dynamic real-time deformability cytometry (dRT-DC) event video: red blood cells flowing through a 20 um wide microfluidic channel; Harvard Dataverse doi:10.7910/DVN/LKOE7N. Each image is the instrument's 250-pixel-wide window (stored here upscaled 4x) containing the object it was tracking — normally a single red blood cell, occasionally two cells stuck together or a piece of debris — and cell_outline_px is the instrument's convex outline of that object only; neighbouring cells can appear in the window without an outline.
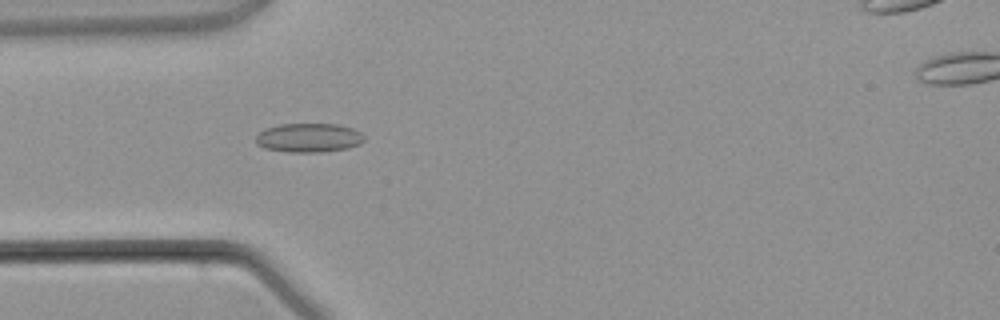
{"species": "common noctule bat (a hibernating species)", "species_latin": "Nyctalus noctula", "temperature_condition": "warm", "stored_images_in_passage": 4, "camera_frame_rate_fps": 3000, "um_per_image_px": 0.085, "animal": {"sex": "male", "body_mass_g": 21.5, "forearm_length_mm": 52.0}, "frame": {"image": 1, "passage_image": 3, "time_ms": 2.667, "image_size_px": [1000, 320], "cell_outline_px": [[364, 140], [360, 144], [348, 148], [320, 152], [288, 152], [264, 148], [256, 144], [256, 136], [264, 128], [280, 124], [336, 124], [352, 128], [360, 132], [364, 136]], "centroid_in_image_um": [26.23, 11.71], "position_along_channel_um": 58.8, "area_um2": 18.38}}